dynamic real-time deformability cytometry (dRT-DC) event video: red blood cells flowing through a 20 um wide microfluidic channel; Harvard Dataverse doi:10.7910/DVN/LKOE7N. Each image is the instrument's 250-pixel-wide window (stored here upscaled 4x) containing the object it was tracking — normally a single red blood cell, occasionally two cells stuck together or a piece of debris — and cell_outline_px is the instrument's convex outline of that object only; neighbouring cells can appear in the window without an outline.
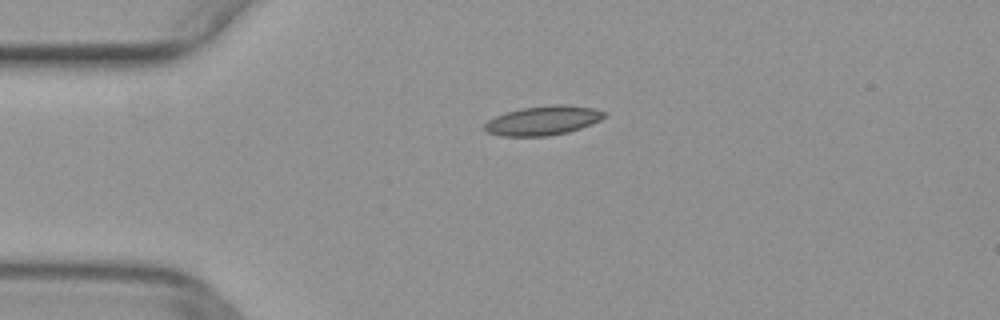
{"species": "common noctule bat (a hibernating species)", "species_latin": "Nyctalus noctula", "temperature_condition": "warm", "stored_images_in_passage": 12, "camera_frame_rate_fps": 3000, "um_per_image_px": 0.085, "animal": {"sex": "female", "body_mass_g": 29.2, "forearm_length_mm": 56.3}, "frame": {"image": 1, "passage_image": 1, "time_ms": 0.0, "image_size_px": [1000, 320], "cell_outline_px": [[608, 116], [592, 124], [568, 132], [548, 136], [500, 136], [488, 132], [484, 128], [484, 124], [488, 120], [504, 112], [520, 108], [552, 104], [564, 104], [592, 108], [608, 112]], "centroid_in_image_um": [46.18, 10.23], "position_along_channel_um": 38.8, "area_um2": 20.63}}
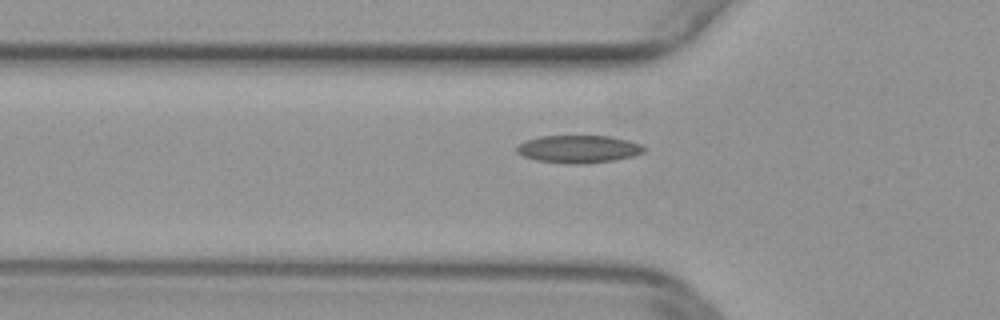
{"frame": {"image": 2, "passage_image": 6, "time_ms": 1.667, "image_size_px": [1000, 320], "cell_outline_px": [[644, 152], [632, 156], [612, 160], [584, 164], [568, 164], [536, 160], [524, 156], [516, 152], [516, 148], [524, 140], [540, 136], [612, 136], [628, 140], [640, 144], [644, 148]], "centroid_in_image_um": [49.15, 12.67], "position_along_channel_um": 76.7, "area_um2": 20.46}}